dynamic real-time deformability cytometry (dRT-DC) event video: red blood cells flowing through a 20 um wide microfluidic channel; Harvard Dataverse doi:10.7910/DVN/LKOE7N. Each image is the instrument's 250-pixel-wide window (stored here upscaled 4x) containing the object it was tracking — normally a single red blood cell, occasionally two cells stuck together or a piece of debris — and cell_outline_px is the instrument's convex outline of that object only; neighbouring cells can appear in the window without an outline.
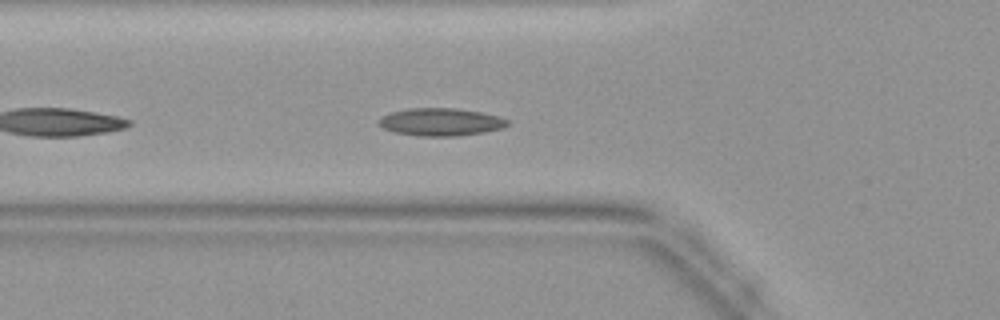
{"species": "common noctule bat (a hibernating species)", "species_latin": "Nyctalus noctula", "temperature_condition": "warm", "stored_images_in_passage": 25, "camera_frame_rate_fps": 3000, "um_per_image_px": 0.085, "animal": {"sex": "female", "body_mass_g": 19.9}, "frame": {"image": 1, "passage_image": 4, "time_ms": 1.0, "image_size_px": [1000, 320], "cell_outline_px": [[508, 124], [504, 128], [484, 132], [456, 136], [420, 136], [396, 132], [384, 128], [376, 124], [376, 120], [388, 112], [408, 108], [456, 108], [480, 112], [496, 116], [508, 120]], "centroid_in_image_um": [37.4, 10.36], "position_along_channel_um": 88.4, "area_um2": 20.81}}
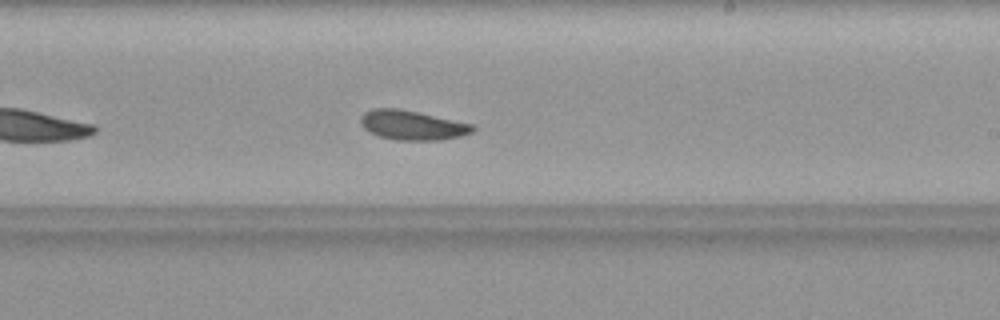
{"frame": {"image": 2, "passage_image": 15, "time_ms": 4.667, "image_size_px": [1000, 320], "cell_outline_px": [[476, 128], [472, 132], [460, 136], [440, 140], [396, 140], [380, 136], [368, 132], [360, 124], [360, 116], [364, 112], [372, 108], [400, 108], [472, 124]], "centroid_in_image_um": [34.99, 10.63], "position_along_channel_um": 254.0, "area_um2": 19.31}}